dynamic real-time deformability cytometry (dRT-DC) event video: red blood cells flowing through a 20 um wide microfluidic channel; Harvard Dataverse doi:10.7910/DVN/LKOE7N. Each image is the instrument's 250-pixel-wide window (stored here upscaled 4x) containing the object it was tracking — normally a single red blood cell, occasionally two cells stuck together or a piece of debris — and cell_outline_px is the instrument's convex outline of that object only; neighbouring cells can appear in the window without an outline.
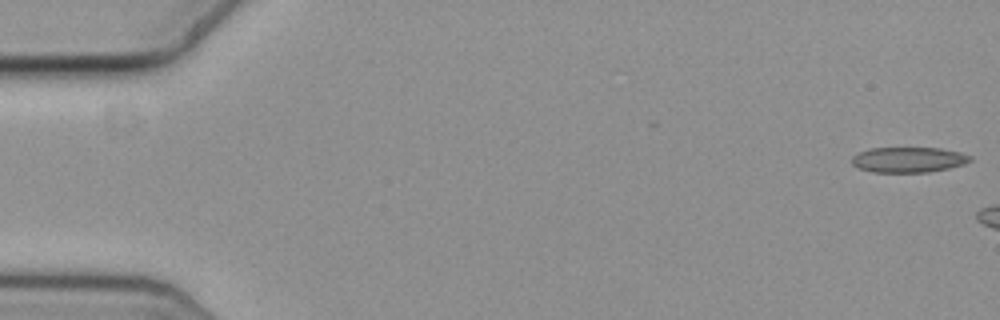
{"species": "common noctule bat (a hibernating species)", "species_latin": "Nyctalus noctula", "temperature_condition": "cold", "stored_images_in_passage": 7, "camera_frame_rate_fps": 3000, "um_per_image_px": 0.085, "animal": {"sex": "female", "body_mass_g": 19.3, "forearm_length_mm": 54.1}, "frame": {"image": 1, "passage_image": 1, "time_ms": 0.0, "image_size_px": [1000, 320], "cell_outline_px": [[972, 160], [964, 164], [948, 168], [928, 172], [872, 172], [860, 168], [852, 164], [852, 156], [868, 148], [940, 148], [960, 152], [972, 156]], "centroid_in_image_um": [77.23, 13.57], "position_along_channel_um": 7.8, "area_um2": 17.46}}